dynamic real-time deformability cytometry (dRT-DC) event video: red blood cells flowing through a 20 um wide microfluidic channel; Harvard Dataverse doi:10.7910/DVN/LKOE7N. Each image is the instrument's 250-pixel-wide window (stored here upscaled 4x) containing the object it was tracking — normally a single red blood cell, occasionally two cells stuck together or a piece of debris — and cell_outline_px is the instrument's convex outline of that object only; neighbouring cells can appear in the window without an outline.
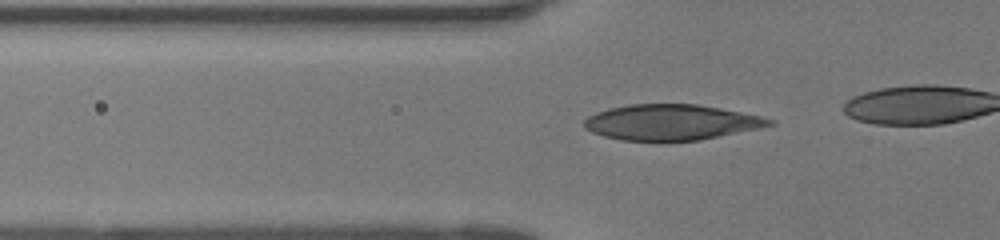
{"species": "human", "species_latin": "Homo sapiens", "temperature_condition": "room temperature", "stored_images_in_passage": 11, "camera_frame_rate_fps": 3000, "um_per_image_px": 0.085, "donor": {"sex": "female"}, "frame": {"image": 1, "passage_image": 2, "time_ms": 0.333, "image_size_px": [1000, 240], "cell_outline_px": [[776, 124], [760, 128], [700, 140], [668, 144], [664, 144], [620, 140], [604, 136], [592, 132], [584, 128], [584, 120], [588, 116], [596, 112], [608, 108], [628, 104], [696, 104], [720, 108], [760, 116], [776, 120]], "centroid_in_image_um": [57.03, 10.43], "position_along_channel_um": 68.8, "area_um2": 39.54}}
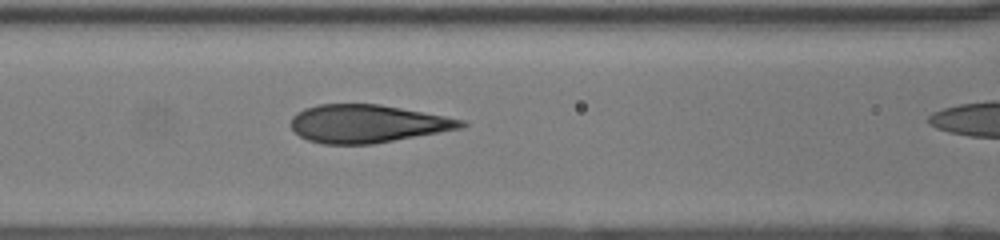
{"frame": {"image": 2, "passage_image": 7, "time_ms": 2.0, "image_size_px": [1000, 240], "cell_outline_px": [[468, 124], [464, 128], [372, 144], [324, 144], [308, 140], [300, 136], [292, 128], [292, 116], [296, 112], [304, 108], [320, 104], [380, 104], [444, 116], [464, 120]], "centroid_in_image_um": [31.23, 10.51], "position_along_channel_um": 135.4, "area_um2": 37.57}}
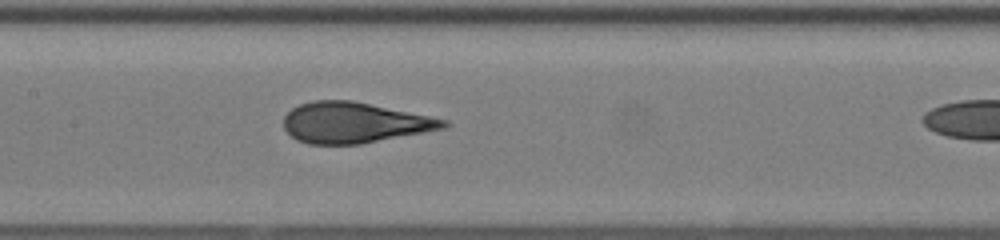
{"frame": {"image": 3, "passage_image": 10, "time_ms": 3.0, "image_size_px": [1000, 240], "cell_outline_px": [[452, 124], [444, 128], [424, 132], [360, 144], [308, 144], [296, 140], [284, 128], [284, 116], [292, 108], [300, 104], [312, 100], [352, 100], [448, 120]], "centroid_in_image_um": [30.09, 10.42], "position_along_channel_um": 177.3, "area_um2": 37.74}}